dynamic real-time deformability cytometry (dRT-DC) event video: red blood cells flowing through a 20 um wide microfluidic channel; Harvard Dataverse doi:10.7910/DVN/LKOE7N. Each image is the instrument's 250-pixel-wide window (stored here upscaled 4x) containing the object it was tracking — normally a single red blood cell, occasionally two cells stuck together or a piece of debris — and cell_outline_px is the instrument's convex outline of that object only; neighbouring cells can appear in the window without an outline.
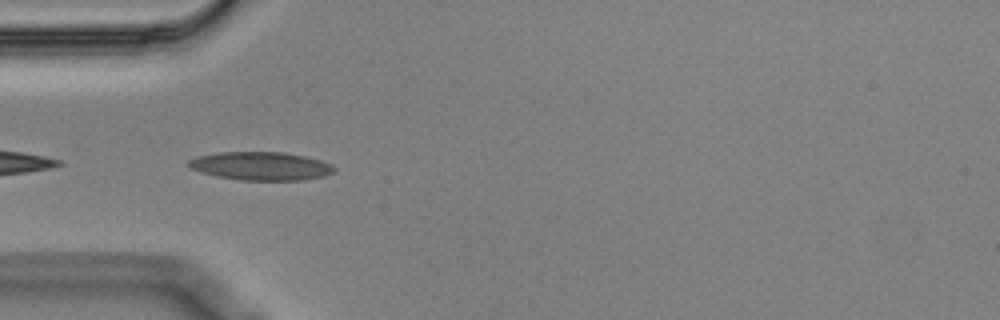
{"species": "Egyptian fruit bat (a non-hibernating species)", "species_latin": "Rousettus aegyptiacus", "temperature_condition": "cold", "stored_images_in_passage": 6, "camera_frame_rate_fps": 3000, "um_per_image_px": 0.085, "animal": {"sex": "male"}, "frame": {"image": 1, "passage_image": 2, "time_ms": 0.333, "image_size_px": [1000, 320], "cell_outline_px": [[336, 168], [332, 172], [324, 176], [300, 180], [240, 180], [216, 176], [192, 168], [184, 164], [188, 160], [200, 156], [220, 152], [284, 152], [304, 156], [320, 160], [332, 164]], "centroid_in_image_um": [22.18, 14.11], "position_along_channel_um": 62.8, "area_um2": 23.87}}